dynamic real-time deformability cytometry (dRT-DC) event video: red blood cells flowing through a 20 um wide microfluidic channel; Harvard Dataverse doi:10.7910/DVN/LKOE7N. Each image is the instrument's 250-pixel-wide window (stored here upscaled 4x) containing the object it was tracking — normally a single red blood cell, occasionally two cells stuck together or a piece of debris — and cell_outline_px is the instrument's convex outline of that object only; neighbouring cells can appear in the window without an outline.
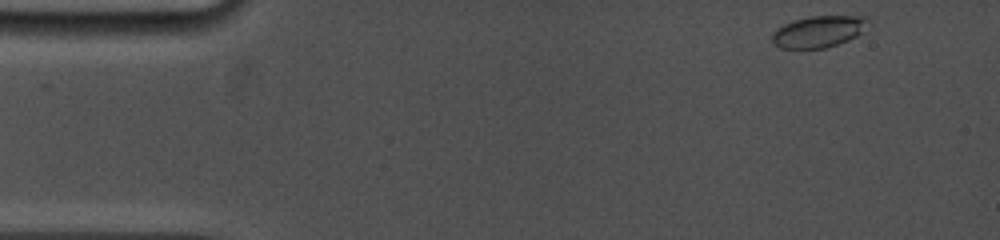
{"species": "common noctule bat (a hibernating species)", "species_latin": "Nyctalus noctula", "temperature_condition": "cold", "stored_images_in_passage": 3, "camera_frame_rate_fps": 5000, "um_per_image_px": 0.085, "animal": {"sex": "female", "body_mass_g": 19.0, "forearm_length_mm": 53.3}, "frame": {"image": 1, "passage_image": 1, "time_ms": 0.0, "image_size_px": [1000, 240], "cell_outline_px": [[868, 32], [848, 40], [824, 48], [780, 48], [772, 44], [772, 32], [776, 28], [792, 20], [812, 16], [868, 16]], "centroid_in_image_um": [69.62, 2.68], "position_along_channel_um": 15.4, "area_um2": 18.03}}